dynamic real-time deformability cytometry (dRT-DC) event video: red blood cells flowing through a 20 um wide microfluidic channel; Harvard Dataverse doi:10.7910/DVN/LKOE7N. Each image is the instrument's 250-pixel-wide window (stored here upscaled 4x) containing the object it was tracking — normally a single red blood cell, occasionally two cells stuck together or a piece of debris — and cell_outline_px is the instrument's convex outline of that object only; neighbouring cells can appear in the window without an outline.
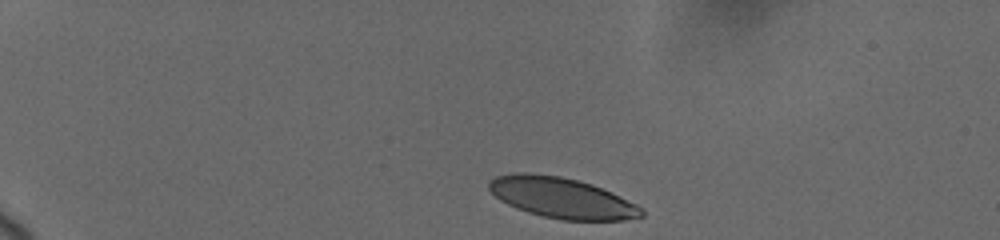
{"species": "human", "species_latin": "Homo sapiens", "temperature_condition": "cold", "stored_images_in_passage": 12, "camera_frame_rate_fps": 3000, "um_per_image_px": 0.085, "donor": {"sex": "female"}, "frame": {"image": 1, "passage_image": 1, "time_ms": 0.0, "image_size_px": [1000, 240], "cell_outline_px": [[644, 216], [624, 220], [560, 220], [528, 212], [516, 208], [500, 200], [488, 188], [488, 180], [496, 176], [512, 172], [528, 172], [560, 176], [592, 184], [612, 192], [644, 208]], "centroid_in_image_um": [47.74, 16.81], "position_along_channel_um": 37.3, "area_um2": 36.24}}
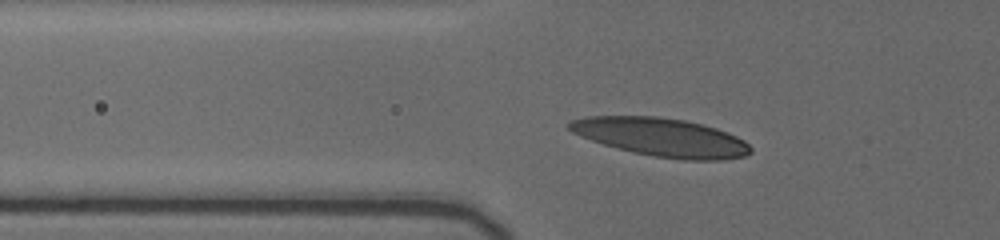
{"frame": {"image": 2, "passage_image": 10, "time_ms": 3.0, "image_size_px": [1000, 240], "cell_outline_px": [[752, 152], [744, 156], [724, 160], [684, 160], [656, 156], [632, 152], [616, 148], [580, 136], [572, 132], [568, 128], [568, 120], [588, 116], [656, 116], [684, 120], [716, 128], [736, 136], [744, 140], [752, 148]], "centroid_in_image_um": [56.2, 11.66], "position_along_channel_um": 69.6, "area_um2": 40.46}}
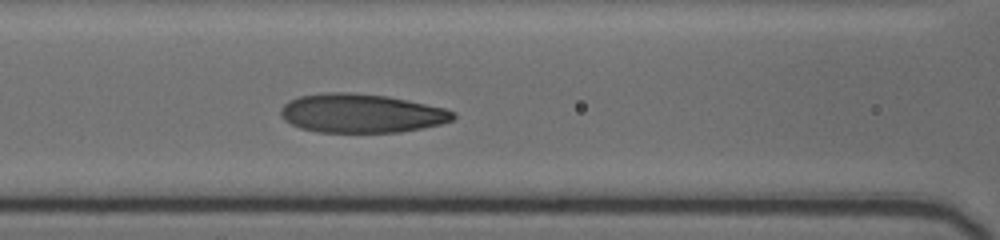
{"frame": {"image": 3, "passage_image": 12, "time_ms": 5.0, "image_size_px": [1000, 240], "cell_outline_px": [[456, 116], [452, 120], [440, 124], [400, 132], [316, 132], [300, 128], [284, 120], [280, 116], [280, 108], [288, 100], [300, 96], [328, 92], [348, 92], [384, 96], [408, 100], [444, 108], [456, 112]], "centroid_in_image_um": [30.68, 9.63], "position_along_channel_um": 135.9, "area_um2": 39.02}}